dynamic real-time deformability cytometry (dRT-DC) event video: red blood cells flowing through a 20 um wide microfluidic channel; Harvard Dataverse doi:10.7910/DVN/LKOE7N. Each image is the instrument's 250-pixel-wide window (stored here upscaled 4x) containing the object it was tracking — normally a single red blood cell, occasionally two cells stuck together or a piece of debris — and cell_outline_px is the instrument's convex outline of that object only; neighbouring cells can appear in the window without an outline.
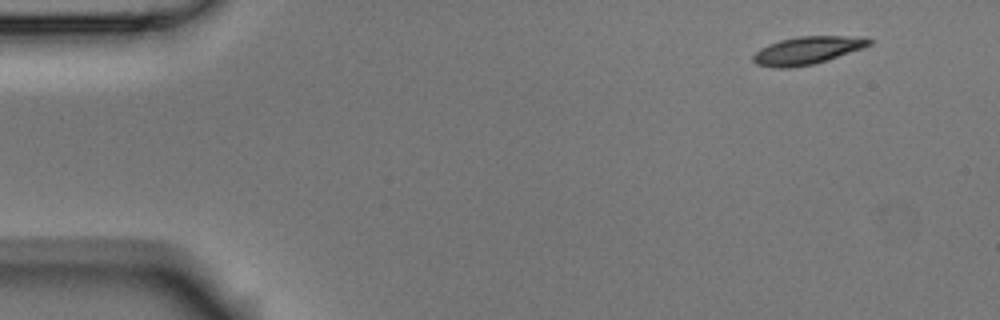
{"species": "Egyptian fruit bat (a non-hibernating species)", "species_latin": "Rousettus aegyptiacus", "temperature_condition": "room temperature", "stored_images_in_passage": 3, "segment_of_instrument_passage": [2, 2], "camera_frame_rate_fps": 3000, "um_per_image_px": 0.085, "animal": {"sex": "male"}, "frame": {"image": 1, "passage_image": 3, "time_ms": 0.667, "image_size_px": [1000, 320], "cell_outline_px": [[872, 44], [864, 48], [828, 60], [812, 64], [788, 68], [772, 68], [756, 64], [752, 60], [752, 56], [760, 48], [768, 44], [780, 40], [800, 36], [848, 36], [872, 40]], "centroid_in_image_um": [68.58, 4.29], "position_along_channel_um": 16.4, "area_um2": 18.73}}